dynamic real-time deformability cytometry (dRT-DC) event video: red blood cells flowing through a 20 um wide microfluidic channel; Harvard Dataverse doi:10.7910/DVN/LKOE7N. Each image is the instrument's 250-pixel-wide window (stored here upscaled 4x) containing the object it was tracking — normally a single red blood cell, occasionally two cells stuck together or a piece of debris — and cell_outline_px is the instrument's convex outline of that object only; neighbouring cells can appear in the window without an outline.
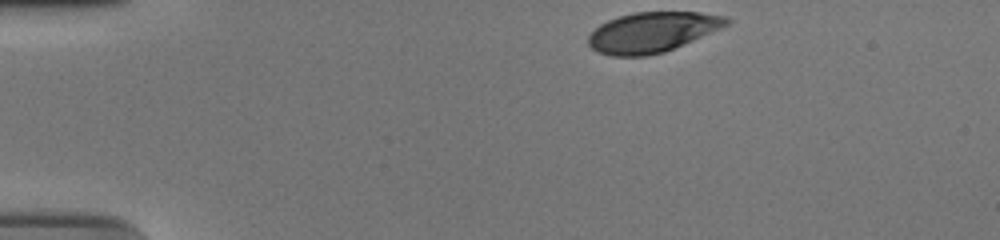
{"species": "human", "species_latin": "Homo sapiens", "temperature_condition": "cold", "stored_images_in_passage": 37, "camera_frame_rate_fps": 3000, "um_per_image_px": 0.085, "donor": {"sex": "male"}, "frame": {"image": 1, "passage_image": 1, "time_ms": 0.0, "image_size_px": [1000, 240], "cell_outline_px": [[732, 20], [728, 24], [720, 28], [664, 52], [644, 56], [612, 56], [596, 52], [588, 44], [588, 36], [600, 24], [608, 20], [620, 16], [636, 12], [700, 12], [728, 16]], "centroid_in_image_um": [55.43, 2.73], "position_along_channel_um": 29.6, "area_um2": 32.14}}
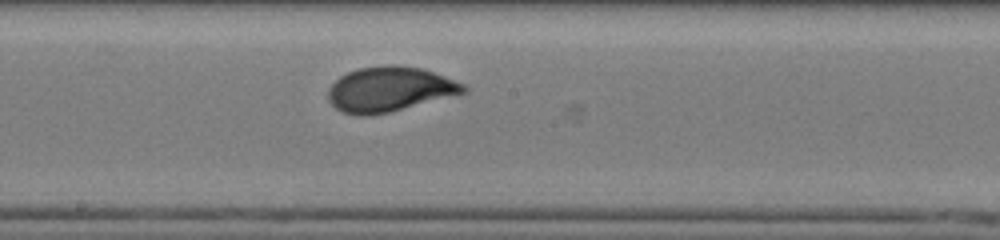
{"frame": {"image": 2, "passage_image": 22, "time_ms": 7.0, "image_size_px": [1000, 240], "cell_outline_px": [[468, 92], [388, 112], [368, 116], [356, 116], [344, 112], [336, 108], [328, 100], [328, 88], [340, 76], [348, 72], [360, 68], [392, 64], [420, 68], [444, 76], [464, 84], [468, 88]], "centroid_in_image_um": [33.1, 7.59], "position_along_channel_um": 215.1, "area_um2": 35.14}}
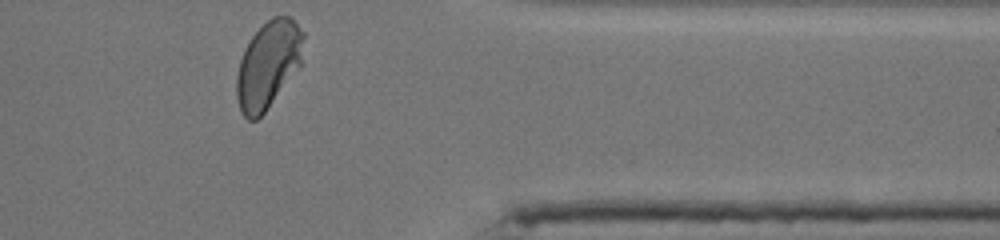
{"frame": {"image": 3, "passage_image": 37, "time_ms": 12.0, "image_size_px": [1000, 240], "cell_outline_px": [[304, 36], [300, 64], [264, 112], [256, 120], [248, 120], [240, 112], [236, 96], [236, 76], [240, 60], [244, 48], [252, 36], [272, 16], [288, 16], [304, 32]], "centroid_in_image_um": [22.75, 5.5], "position_along_channel_um": 388.6, "area_um2": 33.35}, "authors_computed_cell_mechanics": {"area_um2": 34.6222, "velocity_mm_per_s": 3.7141, "shape_relaxation_time_tau1_ms": 4.0162, "shape_relaxation_time_tau2_ms": null, "deformation_change_tau1": 0.1591, "deformation_change_tau2": null}}